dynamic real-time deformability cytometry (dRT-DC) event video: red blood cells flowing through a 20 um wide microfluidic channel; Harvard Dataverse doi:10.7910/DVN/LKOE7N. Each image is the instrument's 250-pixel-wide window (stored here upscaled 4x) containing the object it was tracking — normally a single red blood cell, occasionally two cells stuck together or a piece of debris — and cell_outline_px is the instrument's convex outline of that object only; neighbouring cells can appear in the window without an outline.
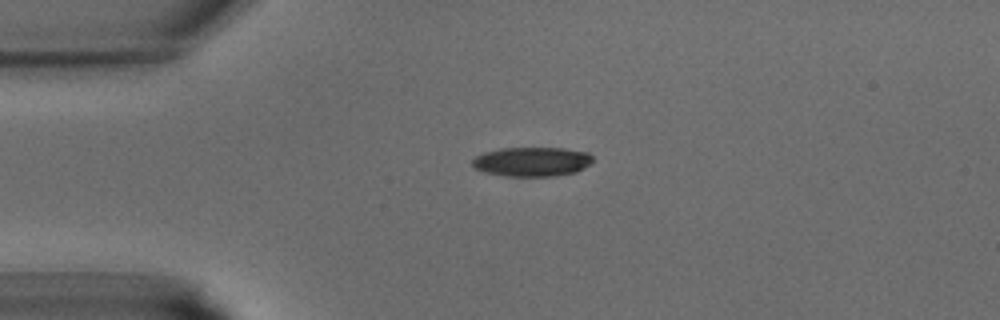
{"species": "common noctule bat (a hibernating species)", "species_latin": "Nyctalus noctula", "temperature_condition": "warm", "stored_images_in_passage": 24, "camera_frame_rate_fps": 3000, "um_per_image_px": 0.085, "animal": {"sex": "male", "body_mass_g": 15.6}, "frame": {"image": 1, "passage_image": 1, "time_ms": 0.0, "image_size_px": [1000, 320], "cell_outline_px": [[592, 164], [576, 172], [556, 176], [504, 176], [484, 172], [472, 168], [472, 160], [476, 156], [484, 152], [500, 148], [564, 148], [588, 152], [592, 156]], "centroid_in_image_um": [45.21, 13.74], "position_along_channel_um": 39.8, "area_um2": 20.87}}
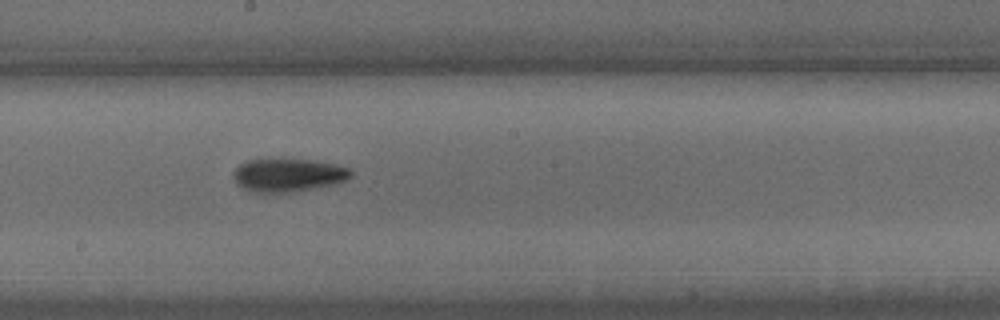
{"frame": {"image": 2, "passage_image": 14, "time_ms": 4.333, "image_size_px": [1000, 320], "cell_outline_px": [[352, 176], [344, 180], [332, 184], [292, 192], [252, 192], [236, 184], [232, 172], [240, 164], [248, 160], [308, 160], [336, 164], [352, 168]], "centroid_in_image_um": [24.48, 14.88], "position_along_channel_um": 223.7, "area_um2": 22.37}}
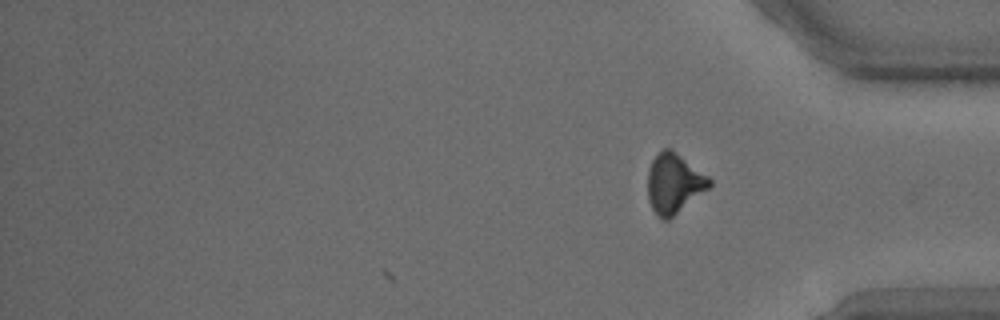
{"frame": {"image": 3, "passage_image": 24, "time_ms": 7.667, "image_size_px": [1000, 320], "cell_outline_px": [[712, 184], [708, 188], [668, 220], [664, 220], [652, 208], [648, 200], [648, 168], [652, 160], [664, 148], [672, 148], [708, 176], [712, 180]], "centroid_in_image_um": [57.28, 15.56], "position_along_channel_um": 377.9, "area_um2": 21.21}}